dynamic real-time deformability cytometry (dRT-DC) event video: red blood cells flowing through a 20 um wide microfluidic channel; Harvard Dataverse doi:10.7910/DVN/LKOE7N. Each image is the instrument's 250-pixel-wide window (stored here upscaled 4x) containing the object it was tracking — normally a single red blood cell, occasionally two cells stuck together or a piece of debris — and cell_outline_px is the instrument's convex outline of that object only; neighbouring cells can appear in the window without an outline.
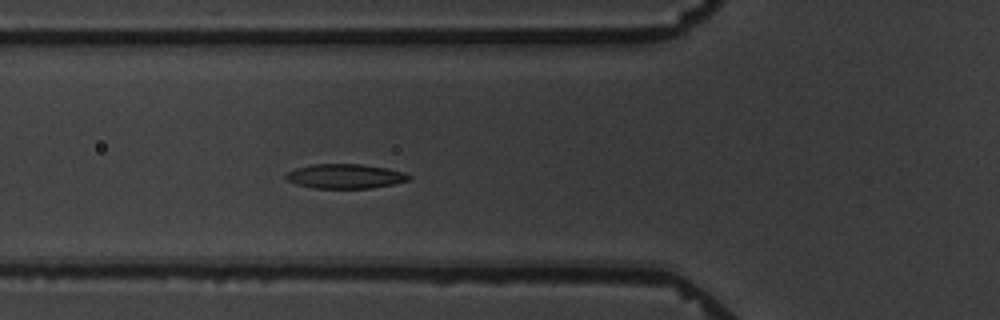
{"species": "common noctule bat (a hibernating species)", "species_latin": "Nyctalus noctula", "temperature_condition": "warm", "stored_images_in_passage": 5, "camera_frame_rate_fps": 3000, "um_per_image_px": 0.085, "animal": {"sex": "male", "body_mass_g": 19.5, "forearm_length_mm": 54.6}, "frame": {"image": 1, "passage_image": 5, "time_ms": 4.667, "image_size_px": [1000, 320], "cell_outline_px": [[412, 176], [408, 180], [392, 184], [372, 188], [312, 188], [296, 184], [288, 180], [284, 176], [288, 172], [296, 168], [312, 164], [360, 164], [388, 168], [404, 172]], "centroid_in_image_um": [29.34, 14.98], "position_along_channel_um": 96.5, "area_um2": 17.51}}